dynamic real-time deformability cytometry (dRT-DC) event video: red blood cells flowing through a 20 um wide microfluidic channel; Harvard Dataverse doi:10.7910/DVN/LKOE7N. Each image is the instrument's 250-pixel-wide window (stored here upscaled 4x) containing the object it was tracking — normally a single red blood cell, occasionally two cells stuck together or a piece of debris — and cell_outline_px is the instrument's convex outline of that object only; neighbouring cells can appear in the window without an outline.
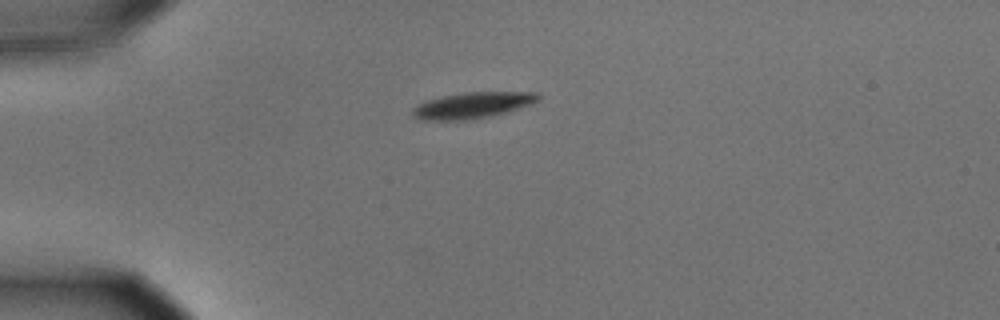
{"species": "common noctule bat (a hibernating species)", "species_latin": "Nyctalus noctula", "temperature_condition": "cold", "stored_images_in_passage": 7, "camera_frame_rate_fps": 3000, "um_per_image_px": 0.085, "animal": {"sex": "male", "body_mass_g": 15.6}, "frame": {"image": 1, "passage_image": 1, "time_ms": 0.0, "image_size_px": [1000, 320], "cell_outline_px": [[540, 100], [532, 104], [520, 108], [488, 116], [464, 120], [416, 120], [412, 116], [412, 108], [428, 100], [444, 96], [464, 92], [540, 92]], "centroid_in_image_um": [40.18, 8.94], "position_along_channel_um": 44.8, "area_um2": 19.02}}
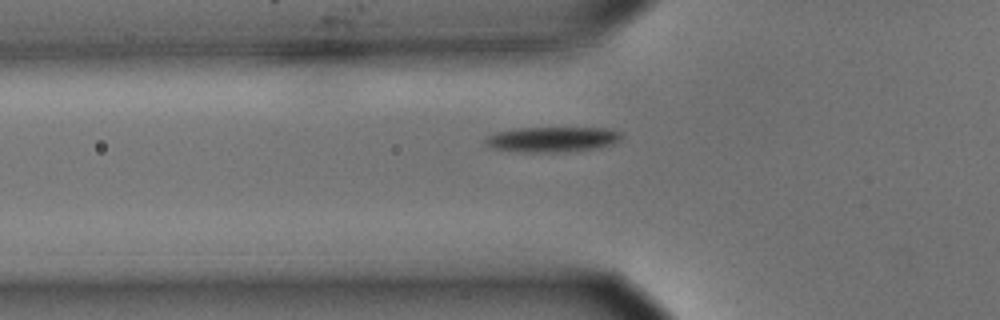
{"frame": {"image": 2, "passage_image": 6, "time_ms": 1.667, "image_size_px": [1000, 320], "cell_outline_px": [[624, 136], [620, 140], [612, 144], [600, 148], [564, 152], [520, 152], [492, 148], [484, 144], [484, 140], [488, 136], [496, 132], [516, 128], [604, 128], [620, 132]], "centroid_in_image_um": [46.95, 11.85], "position_along_channel_um": 78.9, "area_um2": 20.17}}